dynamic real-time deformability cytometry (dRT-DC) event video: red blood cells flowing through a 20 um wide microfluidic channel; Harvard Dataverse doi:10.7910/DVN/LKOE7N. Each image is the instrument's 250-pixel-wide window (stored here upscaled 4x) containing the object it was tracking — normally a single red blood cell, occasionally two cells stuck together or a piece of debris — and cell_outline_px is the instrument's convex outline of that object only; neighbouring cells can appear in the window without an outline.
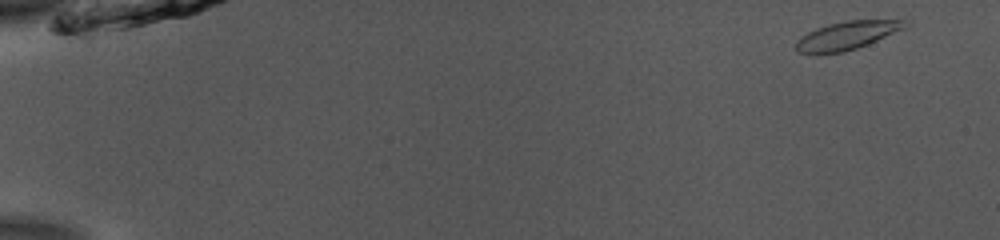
{"species": "common noctule bat (a hibernating species)", "species_latin": "Nyctalus noctula", "temperature_condition": "room temperature", "stored_images_in_passage": 51, "camera_frame_rate_fps": 3000, "um_per_image_px": 0.085, "animal": {"sex": "male", "body_mass_g": 13.0, "forearm_length_mm": 53.1}, "frame": {"image": 1, "passage_image": 1, "time_ms": 0.0, "image_size_px": [1000, 240], "cell_outline_px": [[912, 24], [904, 28], [868, 44], [844, 52], [796, 52], [796, 40], [800, 36], [816, 28], [828, 24], [848, 20], [904, 20]], "centroid_in_image_um": [72.01, 2.99], "position_along_channel_um": 13.0, "area_um2": 17.63}}
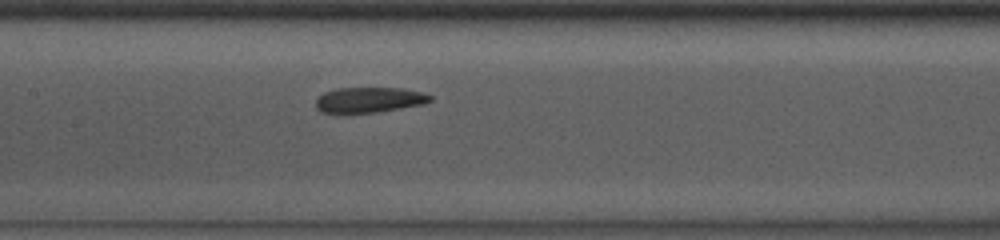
{"frame": {"image": 2, "passage_image": 25, "time_ms": 8.0, "image_size_px": [1000, 240], "cell_outline_px": [[432, 100], [424, 104], [376, 112], [344, 116], [320, 112], [316, 108], [316, 100], [324, 92], [336, 88], [404, 88], [424, 92], [432, 96]], "centroid_in_image_um": [31.33, 8.52], "position_along_channel_um": 176.1, "area_um2": 17.63}}
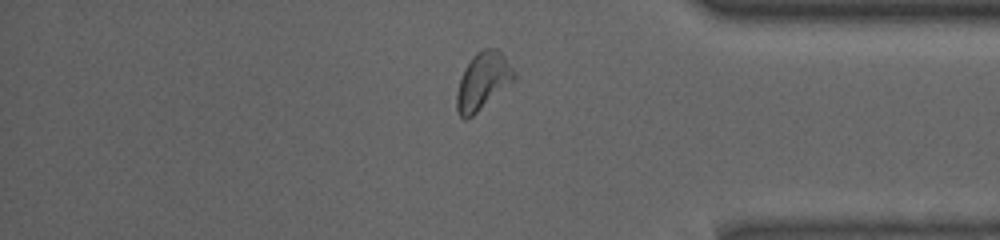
{"frame": {"image": 3, "passage_image": 43, "time_ms": 14.0, "image_size_px": [1000, 240], "cell_outline_px": [[516, 76], [512, 80], [468, 120], [464, 120], [460, 116], [456, 108], [456, 92], [464, 68], [472, 56], [476, 52], [484, 48], [496, 48], [504, 56], [516, 72]], "centroid_in_image_um": [41.0, 6.88], "position_along_channel_um": 394.2, "area_um2": 18.79}, "authors_computed_cell_mechanics": {"area_um2": 17.6868, "velocity_mm_per_s": 3.8563, "shape_relaxation_time_tau1_ms": 4.0677, "shape_relaxation_time_tau2_ms": 2.8849, "deformation_change_tau1": 0.0982, "deformation_change_tau2": 0.1087}}